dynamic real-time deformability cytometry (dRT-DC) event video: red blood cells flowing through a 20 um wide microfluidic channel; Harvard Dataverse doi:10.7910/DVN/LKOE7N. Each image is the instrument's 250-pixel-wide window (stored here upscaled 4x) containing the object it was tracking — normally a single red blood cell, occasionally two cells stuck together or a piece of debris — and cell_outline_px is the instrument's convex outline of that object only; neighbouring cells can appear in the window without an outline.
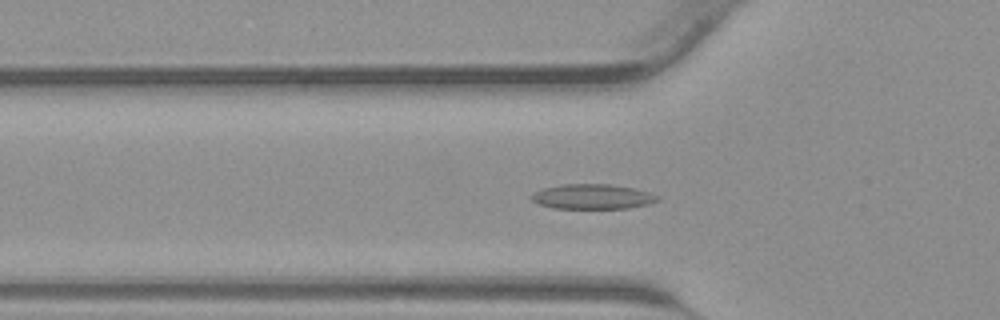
{"species": "common noctule bat (a hibernating species)", "species_latin": "Nyctalus noctula", "temperature_condition": "warm", "stored_images_in_passage": 44, "camera_frame_rate_fps": 3000, "um_per_image_px": 0.085, "animal": {"sex": "male", "body_mass_g": 23.1, "forearm_length_mm": 52.7}, "frame": {"image": 1, "passage_image": 15, "time_ms": 4.667, "image_size_px": [1000, 320], "cell_outline_px": [[660, 200], [648, 204], [628, 208], [552, 208], [540, 204], [532, 200], [528, 196], [532, 192], [544, 188], [560, 184], [608, 184], [632, 188], [648, 192], [660, 196]], "centroid_in_image_um": [50.33, 16.71], "position_along_channel_um": 75.5, "area_um2": 18.32}}
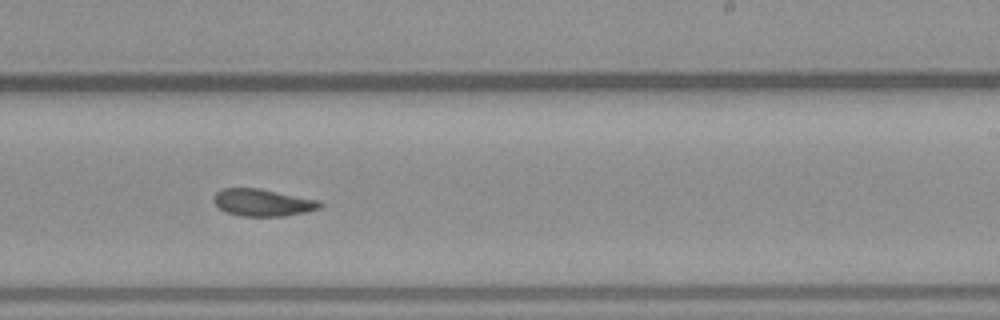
{"frame": {"image": 2, "passage_image": 27, "time_ms": 8.667, "image_size_px": [1000, 320], "cell_outline_px": [[324, 204], [320, 208], [304, 212], [284, 216], [240, 216], [228, 212], [220, 208], [212, 200], [212, 196], [220, 188], [260, 188], [320, 200]], "centroid_in_image_um": [22.33, 17.2], "position_along_channel_um": 266.7, "area_um2": 16.94}}
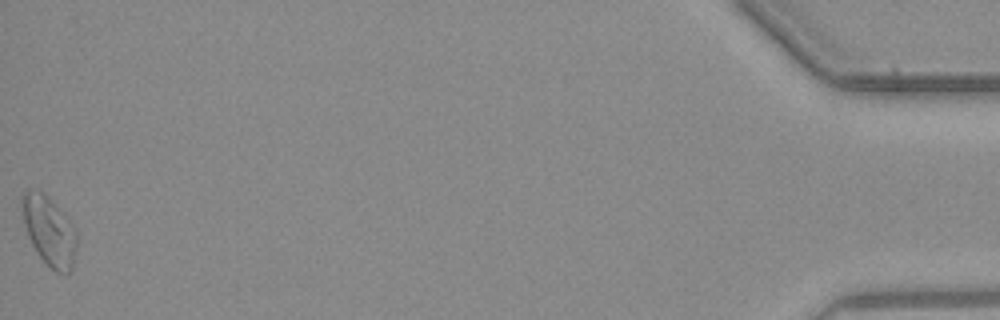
{"frame": {"image": 3, "passage_image": 44, "time_ms": 14.333, "image_size_px": [1000, 320], "cell_outline_px": [[76, 248], [72, 268], [68, 272], [56, 272], [40, 256], [32, 244], [28, 236], [24, 224], [20, 204], [20, 196], [28, 188], [36, 188], [44, 192], [56, 204], [68, 220], [76, 232]], "centroid_in_image_um": [4.13, 19.54], "position_along_channel_um": 431.1, "area_um2": 22.02}}